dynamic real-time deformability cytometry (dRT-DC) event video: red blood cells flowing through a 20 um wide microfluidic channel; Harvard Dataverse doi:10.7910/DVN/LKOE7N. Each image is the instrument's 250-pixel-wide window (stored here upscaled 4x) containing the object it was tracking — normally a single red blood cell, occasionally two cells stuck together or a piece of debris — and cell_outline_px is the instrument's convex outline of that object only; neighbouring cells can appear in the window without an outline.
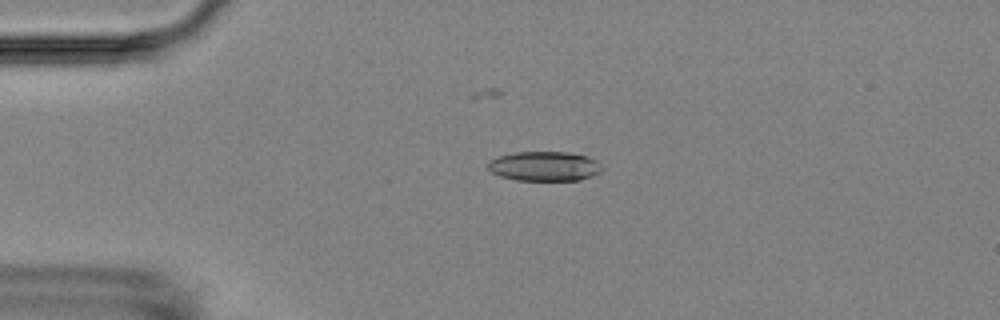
{"species": "Egyptian fruit bat (a non-hibernating species)", "species_latin": "Rousettus aegyptiacus", "temperature_condition": "room temperature", "stored_images_in_passage": 5, "camera_frame_rate_fps": 3000, "um_per_image_px": 0.085, "animal": {"sex": "female"}, "frame": {"image": 1, "passage_image": 4, "time_ms": 3.667, "image_size_px": [1000, 320], "cell_outline_px": [[604, 168], [600, 172], [592, 176], [580, 180], [516, 180], [500, 176], [492, 172], [488, 168], [488, 160], [496, 156], [512, 152], [568, 152], [588, 156], [596, 160]], "centroid_in_image_um": [46.27, 14.12], "position_along_channel_um": 38.7, "area_um2": 19.88}}